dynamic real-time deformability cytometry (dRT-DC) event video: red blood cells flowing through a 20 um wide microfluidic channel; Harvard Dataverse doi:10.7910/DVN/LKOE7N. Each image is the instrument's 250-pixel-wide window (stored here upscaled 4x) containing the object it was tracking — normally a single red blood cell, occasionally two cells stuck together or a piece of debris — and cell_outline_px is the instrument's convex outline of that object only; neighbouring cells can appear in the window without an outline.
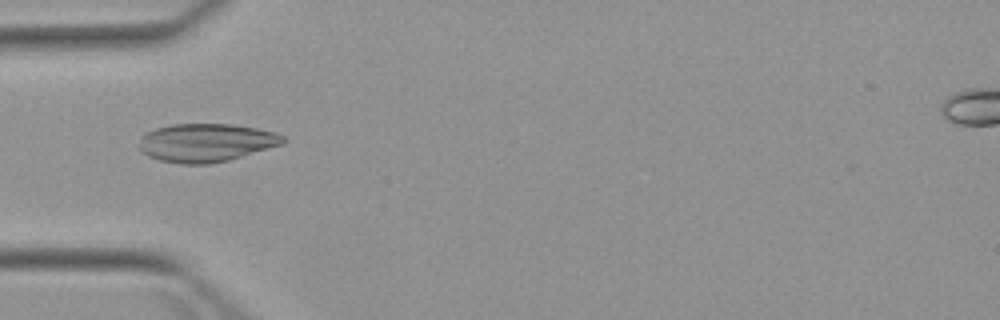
{"species": "Egyptian fruit bat (a non-hibernating species)", "species_latin": "Rousettus aegyptiacus", "temperature_condition": "warm", "stored_images_in_passage": 4, "camera_frame_rate_fps": 3000, "um_per_image_px": 0.085, "animal": {"sex": "female"}, "frame": {"image": 1, "passage_image": 4, "time_ms": 4.333, "image_size_px": [1000, 320], "cell_outline_px": [[288, 140], [284, 144], [228, 160], [208, 164], [180, 164], [160, 160], [148, 156], [140, 152], [140, 136], [156, 128], [172, 124], [232, 124], [256, 128], [276, 132], [284, 136]], "centroid_in_image_um": [17.54, 12.12], "position_along_channel_um": 67.5, "area_um2": 32.25}}